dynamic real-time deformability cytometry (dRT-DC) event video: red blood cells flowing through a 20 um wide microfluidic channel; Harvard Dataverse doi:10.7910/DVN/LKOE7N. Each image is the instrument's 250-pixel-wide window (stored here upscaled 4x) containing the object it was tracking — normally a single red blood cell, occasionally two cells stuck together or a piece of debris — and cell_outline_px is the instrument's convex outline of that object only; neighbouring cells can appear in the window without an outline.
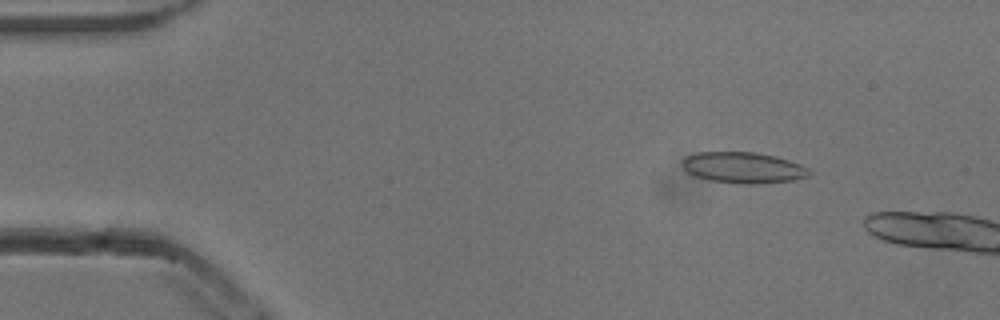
{"species": "common noctule bat (a hibernating species)", "species_latin": "Nyctalus noctula", "temperature_condition": "cold", "stored_images_in_passage": 10, "camera_frame_rate_fps": 3000, "um_per_image_px": 0.085, "animal": {"sex": "male", "body_mass_g": 13.3}, "frame": {"image": 1, "passage_image": 7, "time_ms": 2.0, "image_size_px": [1000, 320], "cell_outline_px": [[812, 172], [808, 176], [792, 180], [756, 184], [744, 184], [708, 180], [696, 176], [688, 172], [680, 164], [684, 156], [696, 152], [752, 152], [776, 156], [800, 164], [808, 168]], "centroid_in_image_um": [63.14, 14.24], "position_along_channel_um": 21.9, "area_um2": 23.0}}